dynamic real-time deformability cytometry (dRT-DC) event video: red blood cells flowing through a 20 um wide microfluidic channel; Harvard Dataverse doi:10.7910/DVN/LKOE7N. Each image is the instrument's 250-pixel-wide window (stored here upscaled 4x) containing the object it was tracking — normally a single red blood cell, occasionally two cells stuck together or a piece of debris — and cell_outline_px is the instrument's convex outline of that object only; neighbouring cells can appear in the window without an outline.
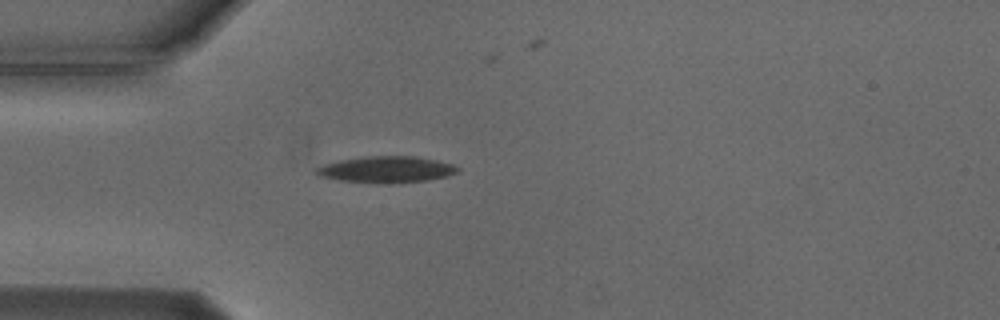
{"species": "Egyptian fruit bat (a non-hibernating species)", "species_latin": "Rousettus aegyptiacus", "temperature_condition": "cold", "stored_images_in_passage": 41, "camera_frame_rate_fps": 3000, "um_per_image_px": 0.085, "animal": {"sex": "male"}, "frame": {"image": 1, "passage_image": 1, "time_ms": 0.0, "image_size_px": [1000, 320], "cell_outline_px": [[460, 172], [448, 176], [428, 180], [340, 180], [320, 176], [316, 172], [316, 168], [324, 164], [340, 160], [364, 156], [416, 156], [436, 160], [452, 164], [460, 168]], "centroid_in_image_um": [32.9, 14.34], "position_along_channel_um": 52.1, "area_um2": 20.52}}
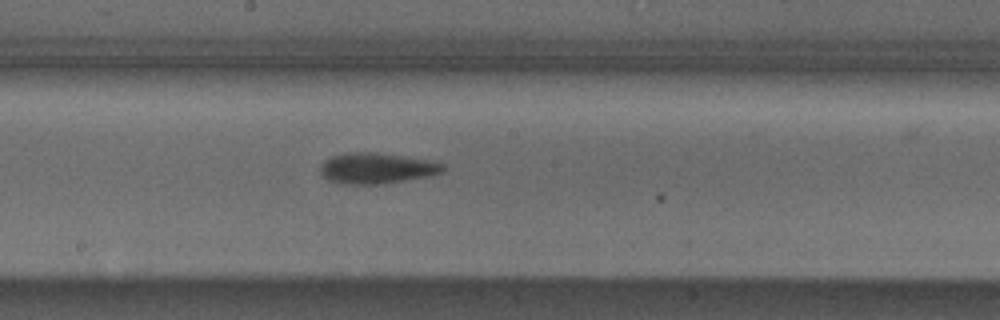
{"frame": {"image": 2, "passage_image": 15, "time_ms": 4.667, "image_size_px": [1000, 320], "cell_outline_px": [[444, 168], [440, 172], [428, 176], [404, 180], [376, 184], [344, 184], [328, 180], [320, 172], [320, 168], [324, 160], [332, 156], [348, 152], [376, 152], [428, 160], [444, 164]], "centroid_in_image_um": [31.96, 14.29], "position_along_channel_um": 216.2, "area_um2": 21.68}}
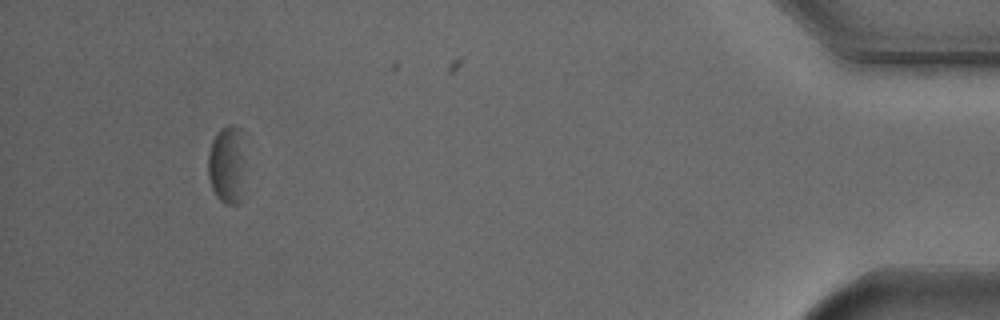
{"frame": {"image": 3, "passage_image": 37, "time_ms": 12.0, "image_size_px": [1000, 320], "cell_outline_px": [[240, 156], [236, 204], [224, 204], [216, 196], [212, 188], [208, 176], [208, 152], [212, 140], [216, 132], [220, 128], [228, 124], [240, 128]], "centroid_in_image_um": [19.13, 13.9], "position_along_channel_um": 416.1, "area_um2": 15.14}, "authors_computed_cell_mechanics": {"area_um2": 20.0566, "velocity_mm_per_s": 3.6952, "shape_relaxation_time_tau1_ms": 1.9784, "shape_relaxation_time_tau2_ms": 3.0061, "deformation_change_tau1": 0.0853, "deformation_change_tau2": 0.1056}}